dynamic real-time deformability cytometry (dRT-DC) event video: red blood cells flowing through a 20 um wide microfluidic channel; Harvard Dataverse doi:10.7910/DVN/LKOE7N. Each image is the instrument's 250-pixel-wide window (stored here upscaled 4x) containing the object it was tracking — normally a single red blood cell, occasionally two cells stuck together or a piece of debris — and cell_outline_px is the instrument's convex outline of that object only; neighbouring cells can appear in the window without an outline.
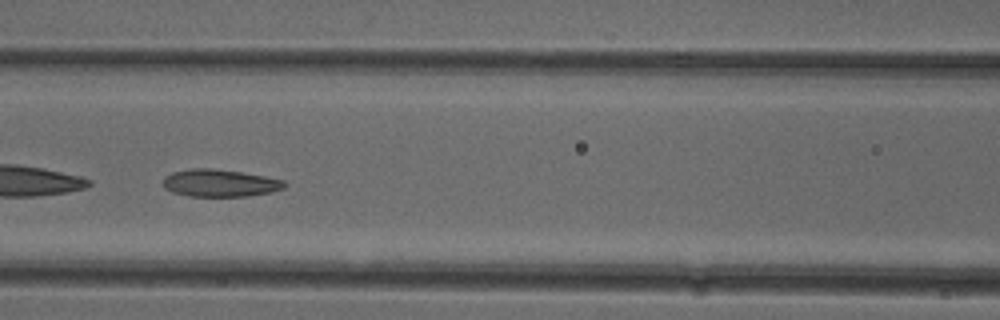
{"species": "common noctule bat (a hibernating species)", "species_latin": "Nyctalus noctula", "temperature_condition": "cold", "stored_images_in_passage": 50, "camera_frame_rate_fps": 3000, "um_per_image_px": 0.085, "animal": {"sex": "female"}, "frame": {"image": 1, "passage_image": 22, "time_ms": 7.0, "image_size_px": [1000, 320], "cell_outline_px": [[288, 184], [284, 188], [272, 192], [248, 196], [188, 196], [172, 192], [164, 188], [164, 176], [172, 172], [192, 168], [212, 168], [240, 172], [264, 176], [284, 180]], "centroid_in_image_um": [18.7, 15.56], "position_along_channel_um": 147.9, "area_um2": 19.42}, "authors_computed_cell_mechanics": {"area_um2": 20.3456, "velocity_mm_per_s": 3.9507, "shape_relaxation_time_tau1_ms": null, "shape_relaxation_time_tau2_ms": 2.4707, "deformation_change_tau1": null, "deformation_change_tau2": 0.1003}}